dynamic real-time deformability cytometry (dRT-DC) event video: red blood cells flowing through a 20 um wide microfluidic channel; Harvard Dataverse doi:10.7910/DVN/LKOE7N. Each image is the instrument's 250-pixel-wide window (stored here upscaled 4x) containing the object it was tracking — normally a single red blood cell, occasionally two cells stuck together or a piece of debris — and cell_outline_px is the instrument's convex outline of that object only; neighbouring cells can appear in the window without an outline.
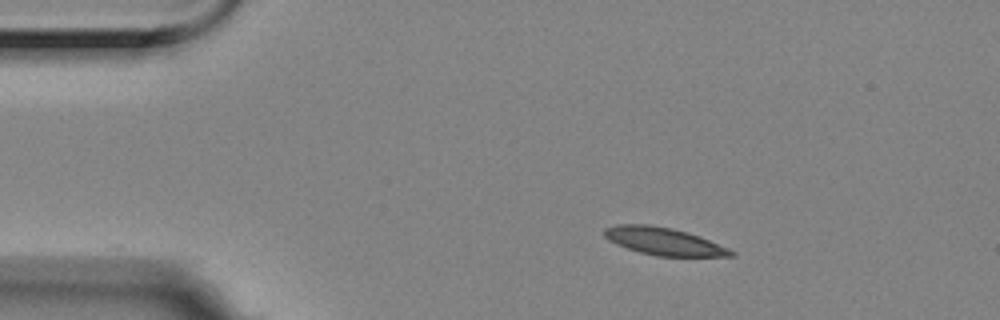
{"species": "Egyptian fruit bat (a non-hibernating species)", "species_latin": "Rousettus aegyptiacus", "temperature_condition": "room temperature", "stored_images_in_passage": 8, "camera_frame_rate_fps": 3000, "um_per_image_px": 0.085, "animal": {"sex": "female"}, "frame": {"image": 1, "passage_image": 1, "time_ms": 0.0, "image_size_px": [1000, 320], "cell_outline_px": [[736, 256], [656, 256], [640, 252], [616, 244], [608, 240], [604, 236], [604, 228], [616, 224], [648, 224], [672, 228], [708, 240], [728, 248], [736, 252]], "centroid_in_image_um": [56.38, 20.51], "position_along_channel_um": 28.6, "area_um2": 20.06}}